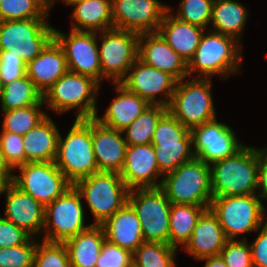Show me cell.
Segmentation results:
<instances>
[{"mask_svg":"<svg viewBox=\"0 0 267 267\" xmlns=\"http://www.w3.org/2000/svg\"><path fill=\"white\" fill-rule=\"evenodd\" d=\"M259 148L244 145L210 165L213 197L251 195L258 189Z\"/></svg>","mask_w":267,"mask_h":267,"instance_id":"6da1fadb","label":"cell"},{"mask_svg":"<svg viewBox=\"0 0 267 267\" xmlns=\"http://www.w3.org/2000/svg\"><path fill=\"white\" fill-rule=\"evenodd\" d=\"M206 31L188 62V76L191 77L195 71L199 73L198 78H211L217 74L220 78L227 79L232 74L242 73L241 44L233 37L212 30Z\"/></svg>","mask_w":267,"mask_h":267,"instance_id":"7a4b0ae2","label":"cell"},{"mask_svg":"<svg viewBox=\"0 0 267 267\" xmlns=\"http://www.w3.org/2000/svg\"><path fill=\"white\" fill-rule=\"evenodd\" d=\"M100 84L93 78L68 71L43 95L45 106L56 113L78 109L76 119L94 118Z\"/></svg>","mask_w":267,"mask_h":267,"instance_id":"3957f363","label":"cell"},{"mask_svg":"<svg viewBox=\"0 0 267 267\" xmlns=\"http://www.w3.org/2000/svg\"><path fill=\"white\" fill-rule=\"evenodd\" d=\"M160 188L172 204L210 207L213 199L210 165L194 157L161 178Z\"/></svg>","mask_w":267,"mask_h":267,"instance_id":"277c9868","label":"cell"},{"mask_svg":"<svg viewBox=\"0 0 267 267\" xmlns=\"http://www.w3.org/2000/svg\"><path fill=\"white\" fill-rule=\"evenodd\" d=\"M54 163L73 185L98 172L91 138V118L75 119L66 137L59 134Z\"/></svg>","mask_w":267,"mask_h":267,"instance_id":"5b68a950","label":"cell"},{"mask_svg":"<svg viewBox=\"0 0 267 267\" xmlns=\"http://www.w3.org/2000/svg\"><path fill=\"white\" fill-rule=\"evenodd\" d=\"M73 186L95 218L92 225H102L128 202L130 190L117 172L98 171Z\"/></svg>","mask_w":267,"mask_h":267,"instance_id":"8992f818","label":"cell"},{"mask_svg":"<svg viewBox=\"0 0 267 267\" xmlns=\"http://www.w3.org/2000/svg\"><path fill=\"white\" fill-rule=\"evenodd\" d=\"M53 39L48 18L0 21V55H16L26 65Z\"/></svg>","mask_w":267,"mask_h":267,"instance_id":"52a82bcc","label":"cell"},{"mask_svg":"<svg viewBox=\"0 0 267 267\" xmlns=\"http://www.w3.org/2000/svg\"><path fill=\"white\" fill-rule=\"evenodd\" d=\"M209 208L228 240L252 231L256 233L267 219V209L257 194L213 197Z\"/></svg>","mask_w":267,"mask_h":267,"instance_id":"ba28073f","label":"cell"},{"mask_svg":"<svg viewBox=\"0 0 267 267\" xmlns=\"http://www.w3.org/2000/svg\"><path fill=\"white\" fill-rule=\"evenodd\" d=\"M211 79L195 77L185 81L184 78L176 83L167 111L189 129L217 118Z\"/></svg>","mask_w":267,"mask_h":267,"instance_id":"9c48e42d","label":"cell"},{"mask_svg":"<svg viewBox=\"0 0 267 267\" xmlns=\"http://www.w3.org/2000/svg\"><path fill=\"white\" fill-rule=\"evenodd\" d=\"M151 144L163 175L195 157L190 129L182 125L168 111L158 121Z\"/></svg>","mask_w":267,"mask_h":267,"instance_id":"30bf717a","label":"cell"},{"mask_svg":"<svg viewBox=\"0 0 267 267\" xmlns=\"http://www.w3.org/2000/svg\"><path fill=\"white\" fill-rule=\"evenodd\" d=\"M80 193L71 185L61 196L45 207L43 240L64 243L85 231L84 206Z\"/></svg>","mask_w":267,"mask_h":267,"instance_id":"8fae6325","label":"cell"},{"mask_svg":"<svg viewBox=\"0 0 267 267\" xmlns=\"http://www.w3.org/2000/svg\"><path fill=\"white\" fill-rule=\"evenodd\" d=\"M128 203L135 211L144 241L169 244V215L171 202L160 188L131 189Z\"/></svg>","mask_w":267,"mask_h":267,"instance_id":"7c38bea8","label":"cell"},{"mask_svg":"<svg viewBox=\"0 0 267 267\" xmlns=\"http://www.w3.org/2000/svg\"><path fill=\"white\" fill-rule=\"evenodd\" d=\"M98 36L102 38L98 46L102 81L111 78L112 84L120 83L138 59L140 34L112 28L98 32Z\"/></svg>","mask_w":267,"mask_h":267,"instance_id":"4fadbf2b","label":"cell"},{"mask_svg":"<svg viewBox=\"0 0 267 267\" xmlns=\"http://www.w3.org/2000/svg\"><path fill=\"white\" fill-rule=\"evenodd\" d=\"M16 169L20 175L14 174L12 182L44 207L72 185L54 162H28Z\"/></svg>","mask_w":267,"mask_h":267,"instance_id":"5bb4252c","label":"cell"},{"mask_svg":"<svg viewBox=\"0 0 267 267\" xmlns=\"http://www.w3.org/2000/svg\"><path fill=\"white\" fill-rule=\"evenodd\" d=\"M54 39L64 50L69 71L89 76L101 84L98 32L71 30L66 35L54 28Z\"/></svg>","mask_w":267,"mask_h":267,"instance_id":"9a60e30c","label":"cell"},{"mask_svg":"<svg viewBox=\"0 0 267 267\" xmlns=\"http://www.w3.org/2000/svg\"><path fill=\"white\" fill-rule=\"evenodd\" d=\"M194 156L208 165L237 153L243 146L229 125L214 120L190 129Z\"/></svg>","mask_w":267,"mask_h":267,"instance_id":"2e32d148","label":"cell"},{"mask_svg":"<svg viewBox=\"0 0 267 267\" xmlns=\"http://www.w3.org/2000/svg\"><path fill=\"white\" fill-rule=\"evenodd\" d=\"M114 28L138 34L157 32L168 11L159 0H112Z\"/></svg>","mask_w":267,"mask_h":267,"instance_id":"e0dca14e","label":"cell"},{"mask_svg":"<svg viewBox=\"0 0 267 267\" xmlns=\"http://www.w3.org/2000/svg\"><path fill=\"white\" fill-rule=\"evenodd\" d=\"M120 83L129 91L144 98L149 104L167 107L174 93L177 80L169 73L151 67L137 59ZM159 94H162L163 98L157 99L156 95Z\"/></svg>","mask_w":267,"mask_h":267,"instance_id":"ac0fdd59","label":"cell"},{"mask_svg":"<svg viewBox=\"0 0 267 267\" xmlns=\"http://www.w3.org/2000/svg\"><path fill=\"white\" fill-rule=\"evenodd\" d=\"M4 218L24 229L32 237L41 233L45 223V207L16 186L12 181L6 183Z\"/></svg>","mask_w":267,"mask_h":267,"instance_id":"d6986e66","label":"cell"},{"mask_svg":"<svg viewBox=\"0 0 267 267\" xmlns=\"http://www.w3.org/2000/svg\"><path fill=\"white\" fill-rule=\"evenodd\" d=\"M120 176L129 190L160 187L162 180H157V177L163 174L159 170L153 145H128Z\"/></svg>","mask_w":267,"mask_h":267,"instance_id":"ffe728a7","label":"cell"},{"mask_svg":"<svg viewBox=\"0 0 267 267\" xmlns=\"http://www.w3.org/2000/svg\"><path fill=\"white\" fill-rule=\"evenodd\" d=\"M138 59L169 73L177 81L188 76V63L178 55L158 32L140 34Z\"/></svg>","mask_w":267,"mask_h":267,"instance_id":"44dd1931","label":"cell"},{"mask_svg":"<svg viewBox=\"0 0 267 267\" xmlns=\"http://www.w3.org/2000/svg\"><path fill=\"white\" fill-rule=\"evenodd\" d=\"M123 131L108 128L91 118V138L98 171L120 173L124 162L126 143Z\"/></svg>","mask_w":267,"mask_h":267,"instance_id":"7402d4cb","label":"cell"},{"mask_svg":"<svg viewBox=\"0 0 267 267\" xmlns=\"http://www.w3.org/2000/svg\"><path fill=\"white\" fill-rule=\"evenodd\" d=\"M228 241L215 214L207 208L193 229L190 240L183 247L196 261L218 256Z\"/></svg>","mask_w":267,"mask_h":267,"instance_id":"603a6c76","label":"cell"},{"mask_svg":"<svg viewBox=\"0 0 267 267\" xmlns=\"http://www.w3.org/2000/svg\"><path fill=\"white\" fill-rule=\"evenodd\" d=\"M68 71L64 50L55 39L26 65V75L43 95Z\"/></svg>","mask_w":267,"mask_h":267,"instance_id":"cb8c5ba5","label":"cell"},{"mask_svg":"<svg viewBox=\"0 0 267 267\" xmlns=\"http://www.w3.org/2000/svg\"><path fill=\"white\" fill-rule=\"evenodd\" d=\"M114 84L118 96L112 100L103 116L96 114L94 119L108 128L123 131L151 104L121 83Z\"/></svg>","mask_w":267,"mask_h":267,"instance_id":"d4e9b609","label":"cell"},{"mask_svg":"<svg viewBox=\"0 0 267 267\" xmlns=\"http://www.w3.org/2000/svg\"><path fill=\"white\" fill-rule=\"evenodd\" d=\"M101 226L108 242L131 253L144 242L140 221L128 202Z\"/></svg>","mask_w":267,"mask_h":267,"instance_id":"484cf974","label":"cell"},{"mask_svg":"<svg viewBox=\"0 0 267 267\" xmlns=\"http://www.w3.org/2000/svg\"><path fill=\"white\" fill-rule=\"evenodd\" d=\"M205 30L200 26L179 20L168 10L157 32L188 63L194 56Z\"/></svg>","mask_w":267,"mask_h":267,"instance_id":"4316f807","label":"cell"},{"mask_svg":"<svg viewBox=\"0 0 267 267\" xmlns=\"http://www.w3.org/2000/svg\"><path fill=\"white\" fill-rule=\"evenodd\" d=\"M60 131L47 116L40 124L23 135L25 163L54 162Z\"/></svg>","mask_w":267,"mask_h":267,"instance_id":"83f0119b","label":"cell"},{"mask_svg":"<svg viewBox=\"0 0 267 267\" xmlns=\"http://www.w3.org/2000/svg\"><path fill=\"white\" fill-rule=\"evenodd\" d=\"M105 233L101 225H91L85 231L68 239L65 246L69 255L70 267H96Z\"/></svg>","mask_w":267,"mask_h":267,"instance_id":"f1b7e54d","label":"cell"},{"mask_svg":"<svg viewBox=\"0 0 267 267\" xmlns=\"http://www.w3.org/2000/svg\"><path fill=\"white\" fill-rule=\"evenodd\" d=\"M112 0H83L74 5L71 30L102 32L114 28Z\"/></svg>","mask_w":267,"mask_h":267,"instance_id":"f546056e","label":"cell"},{"mask_svg":"<svg viewBox=\"0 0 267 267\" xmlns=\"http://www.w3.org/2000/svg\"><path fill=\"white\" fill-rule=\"evenodd\" d=\"M248 11L236 0H214L210 30L233 37L241 43L240 37L245 30Z\"/></svg>","mask_w":267,"mask_h":267,"instance_id":"4dcf8cb0","label":"cell"},{"mask_svg":"<svg viewBox=\"0 0 267 267\" xmlns=\"http://www.w3.org/2000/svg\"><path fill=\"white\" fill-rule=\"evenodd\" d=\"M205 206L190 204H172L169 215V244L177 249L183 248L190 240L193 229Z\"/></svg>","mask_w":267,"mask_h":267,"instance_id":"1f68e13d","label":"cell"},{"mask_svg":"<svg viewBox=\"0 0 267 267\" xmlns=\"http://www.w3.org/2000/svg\"><path fill=\"white\" fill-rule=\"evenodd\" d=\"M43 100V94L35 84L25 75L22 78L4 84L1 91V110L24 108L39 104Z\"/></svg>","mask_w":267,"mask_h":267,"instance_id":"d6a6232c","label":"cell"},{"mask_svg":"<svg viewBox=\"0 0 267 267\" xmlns=\"http://www.w3.org/2000/svg\"><path fill=\"white\" fill-rule=\"evenodd\" d=\"M166 112V106H148L126 129L123 130L126 143L128 145L151 144L156 125Z\"/></svg>","mask_w":267,"mask_h":267,"instance_id":"836d02e7","label":"cell"},{"mask_svg":"<svg viewBox=\"0 0 267 267\" xmlns=\"http://www.w3.org/2000/svg\"><path fill=\"white\" fill-rule=\"evenodd\" d=\"M177 248L162 242L144 241L133 253V267H176Z\"/></svg>","mask_w":267,"mask_h":267,"instance_id":"e575fe53","label":"cell"},{"mask_svg":"<svg viewBox=\"0 0 267 267\" xmlns=\"http://www.w3.org/2000/svg\"><path fill=\"white\" fill-rule=\"evenodd\" d=\"M42 105L44 106L43 100L39 104L32 106L2 111L4 113V118L2 130H0V132L25 135L48 116L46 112L41 109Z\"/></svg>","mask_w":267,"mask_h":267,"instance_id":"d590c367","label":"cell"},{"mask_svg":"<svg viewBox=\"0 0 267 267\" xmlns=\"http://www.w3.org/2000/svg\"><path fill=\"white\" fill-rule=\"evenodd\" d=\"M47 0H2L0 21L48 18Z\"/></svg>","mask_w":267,"mask_h":267,"instance_id":"8d00e7d4","label":"cell"},{"mask_svg":"<svg viewBox=\"0 0 267 267\" xmlns=\"http://www.w3.org/2000/svg\"><path fill=\"white\" fill-rule=\"evenodd\" d=\"M213 2L214 0H182L177 13L176 11L173 13L170 6L168 10L179 20L208 30L207 27L212 18Z\"/></svg>","mask_w":267,"mask_h":267,"instance_id":"74e56055","label":"cell"},{"mask_svg":"<svg viewBox=\"0 0 267 267\" xmlns=\"http://www.w3.org/2000/svg\"><path fill=\"white\" fill-rule=\"evenodd\" d=\"M33 267H70L65 243L42 240L37 243Z\"/></svg>","mask_w":267,"mask_h":267,"instance_id":"f35d334b","label":"cell"},{"mask_svg":"<svg viewBox=\"0 0 267 267\" xmlns=\"http://www.w3.org/2000/svg\"><path fill=\"white\" fill-rule=\"evenodd\" d=\"M33 238L20 246L0 248V267H33L34 253L39 242Z\"/></svg>","mask_w":267,"mask_h":267,"instance_id":"ab89813d","label":"cell"},{"mask_svg":"<svg viewBox=\"0 0 267 267\" xmlns=\"http://www.w3.org/2000/svg\"><path fill=\"white\" fill-rule=\"evenodd\" d=\"M246 236L242 239L228 240L220 251V256L228 267H254L251 247Z\"/></svg>","mask_w":267,"mask_h":267,"instance_id":"60d3db41","label":"cell"},{"mask_svg":"<svg viewBox=\"0 0 267 267\" xmlns=\"http://www.w3.org/2000/svg\"><path fill=\"white\" fill-rule=\"evenodd\" d=\"M0 148L9 166L14 170L25 164L22 135L11 132H0Z\"/></svg>","mask_w":267,"mask_h":267,"instance_id":"b9f144b4","label":"cell"},{"mask_svg":"<svg viewBox=\"0 0 267 267\" xmlns=\"http://www.w3.org/2000/svg\"><path fill=\"white\" fill-rule=\"evenodd\" d=\"M96 267H133L132 253L105 240Z\"/></svg>","mask_w":267,"mask_h":267,"instance_id":"7bdbcfd3","label":"cell"},{"mask_svg":"<svg viewBox=\"0 0 267 267\" xmlns=\"http://www.w3.org/2000/svg\"><path fill=\"white\" fill-rule=\"evenodd\" d=\"M31 237L24 229L0 216V248L20 246Z\"/></svg>","mask_w":267,"mask_h":267,"instance_id":"ee69618b","label":"cell"},{"mask_svg":"<svg viewBox=\"0 0 267 267\" xmlns=\"http://www.w3.org/2000/svg\"><path fill=\"white\" fill-rule=\"evenodd\" d=\"M26 75V64L14 55H0V79L2 85Z\"/></svg>","mask_w":267,"mask_h":267,"instance_id":"f6af8a7d","label":"cell"},{"mask_svg":"<svg viewBox=\"0 0 267 267\" xmlns=\"http://www.w3.org/2000/svg\"><path fill=\"white\" fill-rule=\"evenodd\" d=\"M260 231L250 244L254 267H267V220L257 230Z\"/></svg>","mask_w":267,"mask_h":267,"instance_id":"bcb514c9","label":"cell"},{"mask_svg":"<svg viewBox=\"0 0 267 267\" xmlns=\"http://www.w3.org/2000/svg\"><path fill=\"white\" fill-rule=\"evenodd\" d=\"M260 199L267 200V154L259 149L258 189Z\"/></svg>","mask_w":267,"mask_h":267,"instance_id":"7dc6e473","label":"cell"},{"mask_svg":"<svg viewBox=\"0 0 267 267\" xmlns=\"http://www.w3.org/2000/svg\"><path fill=\"white\" fill-rule=\"evenodd\" d=\"M13 169L7 163L4 153L0 148V178H2L6 183L13 180L14 172Z\"/></svg>","mask_w":267,"mask_h":267,"instance_id":"c3c4849f","label":"cell"},{"mask_svg":"<svg viewBox=\"0 0 267 267\" xmlns=\"http://www.w3.org/2000/svg\"><path fill=\"white\" fill-rule=\"evenodd\" d=\"M205 261L204 267H228L220 255L201 259Z\"/></svg>","mask_w":267,"mask_h":267,"instance_id":"681fc988","label":"cell"},{"mask_svg":"<svg viewBox=\"0 0 267 267\" xmlns=\"http://www.w3.org/2000/svg\"><path fill=\"white\" fill-rule=\"evenodd\" d=\"M65 4L74 6L75 4L82 2L83 0H62ZM57 2L56 0H47V9L48 12L50 11L51 7L54 3Z\"/></svg>","mask_w":267,"mask_h":267,"instance_id":"f907efd6","label":"cell"},{"mask_svg":"<svg viewBox=\"0 0 267 267\" xmlns=\"http://www.w3.org/2000/svg\"><path fill=\"white\" fill-rule=\"evenodd\" d=\"M5 185H6V182L2 178H0V195L3 194V189Z\"/></svg>","mask_w":267,"mask_h":267,"instance_id":"816d5d0a","label":"cell"},{"mask_svg":"<svg viewBox=\"0 0 267 267\" xmlns=\"http://www.w3.org/2000/svg\"><path fill=\"white\" fill-rule=\"evenodd\" d=\"M2 87H3V85H2V82H1V79H0V96H1Z\"/></svg>","mask_w":267,"mask_h":267,"instance_id":"f5cc1de1","label":"cell"},{"mask_svg":"<svg viewBox=\"0 0 267 267\" xmlns=\"http://www.w3.org/2000/svg\"><path fill=\"white\" fill-rule=\"evenodd\" d=\"M267 154V147L261 148Z\"/></svg>","mask_w":267,"mask_h":267,"instance_id":"db71d44e","label":"cell"}]
</instances>
